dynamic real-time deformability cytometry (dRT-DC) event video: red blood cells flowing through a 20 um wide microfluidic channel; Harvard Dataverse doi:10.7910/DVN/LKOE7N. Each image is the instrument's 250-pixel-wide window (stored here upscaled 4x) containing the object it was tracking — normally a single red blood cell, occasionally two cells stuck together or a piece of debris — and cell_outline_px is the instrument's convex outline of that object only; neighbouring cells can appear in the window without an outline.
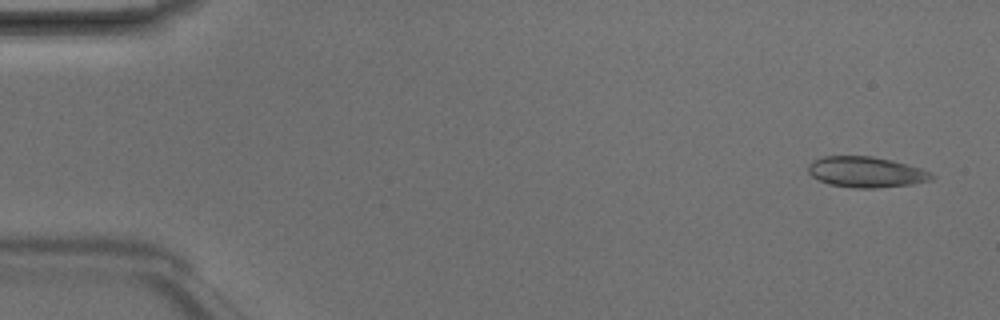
{"species": "Egyptian fruit bat (a non-hibernating species)", "species_latin": "Rousettus aegyptiacus", "temperature_condition": "room temperature", "stored_images_in_passage": 3, "camera_frame_rate_fps": 3000, "um_per_image_px": 0.085, "animal": {"sex": "male"}, "frame": {"image": 1, "passage_image": 3, "time_ms": 0.667, "image_size_px": [1000, 320], "cell_outline_px": [[936, 176], [932, 180], [912, 184], [876, 188], [852, 188], [828, 184], [812, 176], [808, 172], [808, 164], [812, 160], [820, 156], [872, 156], [892, 160], [908, 164], [932, 172]], "centroid_in_image_um": [73.62, 14.62], "position_along_channel_um": 11.4, "area_um2": 22.37}}